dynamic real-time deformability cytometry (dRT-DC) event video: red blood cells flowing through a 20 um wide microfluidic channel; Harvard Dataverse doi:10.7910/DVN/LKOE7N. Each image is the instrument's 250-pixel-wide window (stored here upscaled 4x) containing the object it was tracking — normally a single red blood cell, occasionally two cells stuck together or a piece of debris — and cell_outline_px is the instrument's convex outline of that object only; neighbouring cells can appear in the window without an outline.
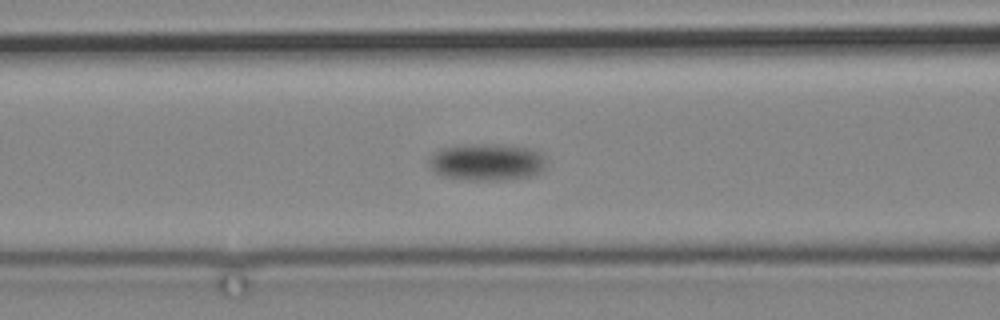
{"species": "common noctule bat (a hibernating species)", "species_latin": "Nyctalus noctula", "temperature_condition": "cold", "stored_images_in_passage": 15, "camera_frame_rate_fps": 3000, "um_per_image_px": 0.085, "animal": {"sex": "male", "body_mass_g": 19.2, "forearm_length_mm": 51.8}, "frame": {"image": 1, "passage_image": 15, "time_ms": 17.0, "image_size_px": [1000, 320], "cell_outline_px": [[544, 168], [540, 172], [532, 176], [512, 180], [464, 180], [444, 176], [436, 172], [428, 164], [428, 160], [432, 152], [440, 148], [464, 144], [504, 144], [528, 148], [540, 152], [544, 156]], "centroid_in_image_um": [41.36, 13.77], "position_along_channel_um": 125.2, "area_um2": 25.72}}